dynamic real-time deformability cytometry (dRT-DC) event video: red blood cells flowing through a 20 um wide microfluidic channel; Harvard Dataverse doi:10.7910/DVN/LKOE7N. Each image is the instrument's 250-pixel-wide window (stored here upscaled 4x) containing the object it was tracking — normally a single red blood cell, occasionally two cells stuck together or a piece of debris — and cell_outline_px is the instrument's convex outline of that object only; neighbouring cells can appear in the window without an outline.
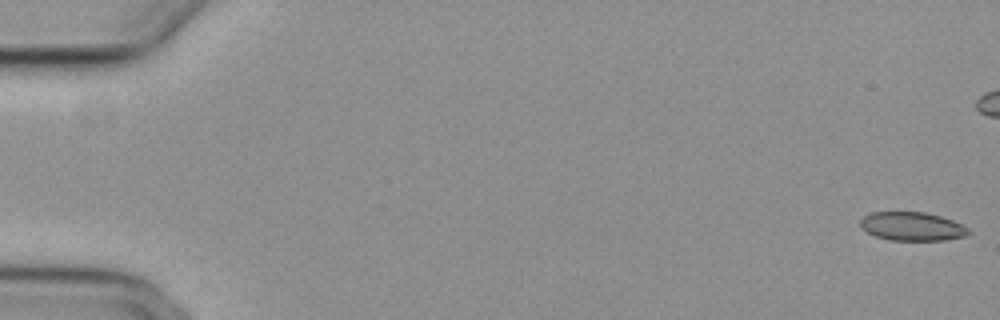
{"species": "common noctule bat (a hibernating species)", "species_latin": "Nyctalus noctula", "temperature_condition": "cold", "stored_images_in_passage": 46, "camera_frame_rate_fps": 3000, "um_per_image_px": 0.085, "animal": {"sex": "female", "body_mass_g": 29.2, "forearm_length_mm": 56.3}, "frame": {"image": 1, "passage_image": 1, "time_ms": 0.0, "image_size_px": [1000, 320], "cell_outline_px": [[972, 232], [964, 236], [944, 240], [892, 240], [876, 236], [860, 228], [860, 220], [864, 216], [872, 212], [924, 212], [940, 216], [952, 220], [968, 228]], "centroid_in_image_um": [77.52, 19.24], "position_along_channel_um": 7.5, "area_um2": 17.92}}
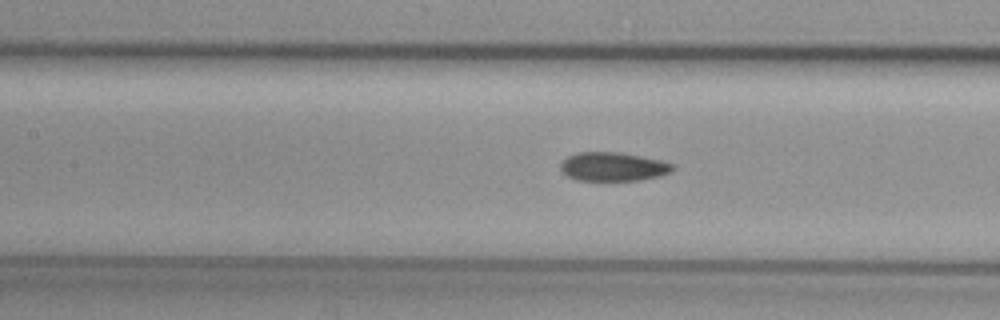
{"frame": {"image": 2, "passage_image": 26, "time_ms": 8.333, "image_size_px": [1000, 320], "cell_outline_px": [[676, 168], [672, 172], [660, 176], [640, 180], [576, 180], [568, 176], [560, 168], [560, 164], [568, 156], [580, 152], [620, 152], [660, 160], [672, 164]], "centroid_in_image_um": [52.14, 14.17], "position_along_channel_um": 155.3, "area_um2": 18.73}}
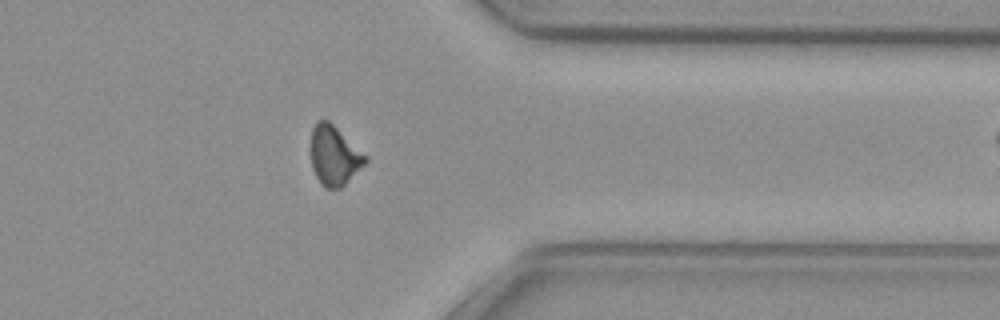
{"frame": {"image": 3, "passage_image": 45, "time_ms": 14.667, "image_size_px": [1000, 320], "cell_outline_px": [[368, 160], [340, 188], [324, 188], [320, 184], [312, 168], [312, 128], [316, 120], [328, 120], [368, 156]], "centroid_in_image_um": [28.41, 13.22], "position_along_channel_um": 383.0, "area_um2": 18.61}}